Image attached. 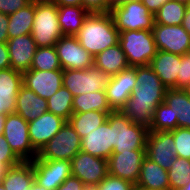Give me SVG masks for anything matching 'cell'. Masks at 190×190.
Listing matches in <instances>:
<instances>
[{
	"label": "cell",
	"instance_id": "obj_33",
	"mask_svg": "<svg viewBox=\"0 0 190 190\" xmlns=\"http://www.w3.org/2000/svg\"><path fill=\"white\" fill-rule=\"evenodd\" d=\"M30 70L53 71L63 70L55 47H37Z\"/></svg>",
	"mask_w": 190,
	"mask_h": 190
},
{
	"label": "cell",
	"instance_id": "obj_16",
	"mask_svg": "<svg viewBox=\"0 0 190 190\" xmlns=\"http://www.w3.org/2000/svg\"><path fill=\"white\" fill-rule=\"evenodd\" d=\"M22 74L23 85L45 100L63 86V70H27Z\"/></svg>",
	"mask_w": 190,
	"mask_h": 190
},
{
	"label": "cell",
	"instance_id": "obj_59",
	"mask_svg": "<svg viewBox=\"0 0 190 190\" xmlns=\"http://www.w3.org/2000/svg\"><path fill=\"white\" fill-rule=\"evenodd\" d=\"M86 190H96L95 188H87Z\"/></svg>",
	"mask_w": 190,
	"mask_h": 190
},
{
	"label": "cell",
	"instance_id": "obj_54",
	"mask_svg": "<svg viewBox=\"0 0 190 190\" xmlns=\"http://www.w3.org/2000/svg\"><path fill=\"white\" fill-rule=\"evenodd\" d=\"M172 190H190V181L188 183L184 184V186L182 188L172 189Z\"/></svg>",
	"mask_w": 190,
	"mask_h": 190
},
{
	"label": "cell",
	"instance_id": "obj_32",
	"mask_svg": "<svg viewBox=\"0 0 190 190\" xmlns=\"http://www.w3.org/2000/svg\"><path fill=\"white\" fill-rule=\"evenodd\" d=\"M74 96L62 86L52 97L47 100L48 112L62 117L66 121L73 114Z\"/></svg>",
	"mask_w": 190,
	"mask_h": 190
},
{
	"label": "cell",
	"instance_id": "obj_19",
	"mask_svg": "<svg viewBox=\"0 0 190 190\" xmlns=\"http://www.w3.org/2000/svg\"><path fill=\"white\" fill-rule=\"evenodd\" d=\"M7 47L10 57V68L22 73L30 70L37 49L36 42L31 34L8 39Z\"/></svg>",
	"mask_w": 190,
	"mask_h": 190
},
{
	"label": "cell",
	"instance_id": "obj_22",
	"mask_svg": "<svg viewBox=\"0 0 190 190\" xmlns=\"http://www.w3.org/2000/svg\"><path fill=\"white\" fill-rule=\"evenodd\" d=\"M46 112H48L47 100L22 85L17 94L15 113L30 122Z\"/></svg>",
	"mask_w": 190,
	"mask_h": 190
},
{
	"label": "cell",
	"instance_id": "obj_36",
	"mask_svg": "<svg viewBox=\"0 0 190 190\" xmlns=\"http://www.w3.org/2000/svg\"><path fill=\"white\" fill-rule=\"evenodd\" d=\"M23 85V74L12 68L0 70V91L19 93Z\"/></svg>",
	"mask_w": 190,
	"mask_h": 190
},
{
	"label": "cell",
	"instance_id": "obj_49",
	"mask_svg": "<svg viewBox=\"0 0 190 190\" xmlns=\"http://www.w3.org/2000/svg\"><path fill=\"white\" fill-rule=\"evenodd\" d=\"M182 25L184 29L190 34V5H188Z\"/></svg>",
	"mask_w": 190,
	"mask_h": 190
},
{
	"label": "cell",
	"instance_id": "obj_21",
	"mask_svg": "<svg viewBox=\"0 0 190 190\" xmlns=\"http://www.w3.org/2000/svg\"><path fill=\"white\" fill-rule=\"evenodd\" d=\"M81 151L108 159L113 151L112 127L108 121L81 139Z\"/></svg>",
	"mask_w": 190,
	"mask_h": 190
},
{
	"label": "cell",
	"instance_id": "obj_18",
	"mask_svg": "<svg viewBox=\"0 0 190 190\" xmlns=\"http://www.w3.org/2000/svg\"><path fill=\"white\" fill-rule=\"evenodd\" d=\"M66 123V120L51 112H46L28 122L29 139L33 148L39 152Z\"/></svg>",
	"mask_w": 190,
	"mask_h": 190
},
{
	"label": "cell",
	"instance_id": "obj_55",
	"mask_svg": "<svg viewBox=\"0 0 190 190\" xmlns=\"http://www.w3.org/2000/svg\"><path fill=\"white\" fill-rule=\"evenodd\" d=\"M131 190H148V189L143 188V187H141V186H139V185H137V184H134V185L132 186Z\"/></svg>",
	"mask_w": 190,
	"mask_h": 190
},
{
	"label": "cell",
	"instance_id": "obj_46",
	"mask_svg": "<svg viewBox=\"0 0 190 190\" xmlns=\"http://www.w3.org/2000/svg\"><path fill=\"white\" fill-rule=\"evenodd\" d=\"M10 68V57L7 43L0 42V70Z\"/></svg>",
	"mask_w": 190,
	"mask_h": 190
},
{
	"label": "cell",
	"instance_id": "obj_50",
	"mask_svg": "<svg viewBox=\"0 0 190 190\" xmlns=\"http://www.w3.org/2000/svg\"><path fill=\"white\" fill-rule=\"evenodd\" d=\"M8 167L0 163V183L2 182L3 178L5 177L6 170Z\"/></svg>",
	"mask_w": 190,
	"mask_h": 190
},
{
	"label": "cell",
	"instance_id": "obj_30",
	"mask_svg": "<svg viewBox=\"0 0 190 190\" xmlns=\"http://www.w3.org/2000/svg\"><path fill=\"white\" fill-rule=\"evenodd\" d=\"M87 111H101L106 113L113 111L108 103L105 91L74 96L73 113H84Z\"/></svg>",
	"mask_w": 190,
	"mask_h": 190
},
{
	"label": "cell",
	"instance_id": "obj_6",
	"mask_svg": "<svg viewBox=\"0 0 190 190\" xmlns=\"http://www.w3.org/2000/svg\"><path fill=\"white\" fill-rule=\"evenodd\" d=\"M117 30H148L152 31L154 15L147 10L141 0H120L111 8Z\"/></svg>",
	"mask_w": 190,
	"mask_h": 190
},
{
	"label": "cell",
	"instance_id": "obj_47",
	"mask_svg": "<svg viewBox=\"0 0 190 190\" xmlns=\"http://www.w3.org/2000/svg\"><path fill=\"white\" fill-rule=\"evenodd\" d=\"M147 7V10L153 15L160 9V7L169 0H141Z\"/></svg>",
	"mask_w": 190,
	"mask_h": 190
},
{
	"label": "cell",
	"instance_id": "obj_34",
	"mask_svg": "<svg viewBox=\"0 0 190 190\" xmlns=\"http://www.w3.org/2000/svg\"><path fill=\"white\" fill-rule=\"evenodd\" d=\"M168 172L170 189H179L190 181V159L176 156Z\"/></svg>",
	"mask_w": 190,
	"mask_h": 190
},
{
	"label": "cell",
	"instance_id": "obj_9",
	"mask_svg": "<svg viewBox=\"0 0 190 190\" xmlns=\"http://www.w3.org/2000/svg\"><path fill=\"white\" fill-rule=\"evenodd\" d=\"M3 135L10 148L22 161H32L37 157L38 152L29 139L28 122L19 114L6 115Z\"/></svg>",
	"mask_w": 190,
	"mask_h": 190
},
{
	"label": "cell",
	"instance_id": "obj_44",
	"mask_svg": "<svg viewBox=\"0 0 190 190\" xmlns=\"http://www.w3.org/2000/svg\"><path fill=\"white\" fill-rule=\"evenodd\" d=\"M87 187L76 176L71 175L56 190H86Z\"/></svg>",
	"mask_w": 190,
	"mask_h": 190
},
{
	"label": "cell",
	"instance_id": "obj_45",
	"mask_svg": "<svg viewBox=\"0 0 190 190\" xmlns=\"http://www.w3.org/2000/svg\"><path fill=\"white\" fill-rule=\"evenodd\" d=\"M8 15L0 12V42L7 43L8 41Z\"/></svg>",
	"mask_w": 190,
	"mask_h": 190
},
{
	"label": "cell",
	"instance_id": "obj_2",
	"mask_svg": "<svg viewBox=\"0 0 190 190\" xmlns=\"http://www.w3.org/2000/svg\"><path fill=\"white\" fill-rule=\"evenodd\" d=\"M75 36L93 58L119 43V31L111 13H89Z\"/></svg>",
	"mask_w": 190,
	"mask_h": 190
},
{
	"label": "cell",
	"instance_id": "obj_24",
	"mask_svg": "<svg viewBox=\"0 0 190 190\" xmlns=\"http://www.w3.org/2000/svg\"><path fill=\"white\" fill-rule=\"evenodd\" d=\"M93 65L112 75L118 74L130 67L120 43L97 54L94 57Z\"/></svg>",
	"mask_w": 190,
	"mask_h": 190
},
{
	"label": "cell",
	"instance_id": "obj_25",
	"mask_svg": "<svg viewBox=\"0 0 190 190\" xmlns=\"http://www.w3.org/2000/svg\"><path fill=\"white\" fill-rule=\"evenodd\" d=\"M34 182L33 164L22 161L20 164L6 170L2 184L6 190H30Z\"/></svg>",
	"mask_w": 190,
	"mask_h": 190
},
{
	"label": "cell",
	"instance_id": "obj_58",
	"mask_svg": "<svg viewBox=\"0 0 190 190\" xmlns=\"http://www.w3.org/2000/svg\"><path fill=\"white\" fill-rule=\"evenodd\" d=\"M113 1V3H117V2H119L120 0H112Z\"/></svg>",
	"mask_w": 190,
	"mask_h": 190
},
{
	"label": "cell",
	"instance_id": "obj_57",
	"mask_svg": "<svg viewBox=\"0 0 190 190\" xmlns=\"http://www.w3.org/2000/svg\"><path fill=\"white\" fill-rule=\"evenodd\" d=\"M0 190H6L2 183H0Z\"/></svg>",
	"mask_w": 190,
	"mask_h": 190
},
{
	"label": "cell",
	"instance_id": "obj_48",
	"mask_svg": "<svg viewBox=\"0 0 190 190\" xmlns=\"http://www.w3.org/2000/svg\"><path fill=\"white\" fill-rule=\"evenodd\" d=\"M57 6H82V0H49Z\"/></svg>",
	"mask_w": 190,
	"mask_h": 190
},
{
	"label": "cell",
	"instance_id": "obj_39",
	"mask_svg": "<svg viewBox=\"0 0 190 190\" xmlns=\"http://www.w3.org/2000/svg\"><path fill=\"white\" fill-rule=\"evenodd\" d=\"M22 160L10 148L4 135H0V163L6 165L8 168L20 164Z\"/></svg>",
	"mask_w": 190,
	"mask_h": 190
},
{
	"label": "cell",
	"instance_id": "obj_29",
	"mask_svg": "<svg viewBox=\"0 0 190 190\" xmlns=\"http://www.w3.org/2000/svg\"><path fill=\"white\" fill-rule=\"evenodd\" d=\"M109 113L101 111H87L84 113H73L68 122L82 139L86 134L92 132L107 121Z\"/></svg>",
	"mask_w": 190,
	"mask_h": 190
},
{
	"label": "cell",
	"instance_id": "obj_41",
	"mask_svg": "<svg viewBox=\"0 0 190 190\" xmlns=\"http://www.w3.org/2000/svg\"><path fill=\"white\" fill-rule=\"evenodd\" d=\"M17 94L0 91V114L7 115L15 113Z\"/></svg>",
	"mask_w": 190,
	"mask_h": 190
},
{
	"label": "cell",
	"instance_id": "obj_26",
	"mask_svg": "<svg viewBox=\"0 0 190 190\" xmlns=\"http://www.w3.org/2000/svg\"><path fill=\"white\" fill-rule=\"evenodd\" d=\"M88 14L82 6H58V21L63 35L75 36Z\"/></svg>",
	"mask_w": 190,
	"mask_h": 190
},
{
	"label": "cell",
	"instance_id": "obj_43",
	"mask_svg": "<svg viewBox=\"0 0 190 190\" xmlns=\"http://www.w3.org/2000/svg\"><path fill=\"white\" fill-rule=\"evenodd\" d=\"M33 0H0V12L4 14H11L17 12L19 9L26 7Z\"/></svg>",
	"mask_w": 190,
	"mask_h": 190
},
{
	"label": "cell",
	"instance_id": "obj_5",
	"mask_svg": "<svg viewBox=\"0 0 190 190\" xmlns=\"http://www.w3.org/2000/svg\"><path fill=\"white\" fill-rule=\"evenodd\" d=\"M119 43L132 67L150 65L158 51L153 33L148 30L120 31Z\"/></svg>",
	"mask_w": 190,
	"mask_h": 190
},
{
	"label": "cell",
	"instance_id": "obj_14",
	"mask_svg": "<svg viewBox=\"0 0 190 190\" xmlns=\"http://www.w3.org/2000/svg\"><path fill=\"white\" fill-rule=\"evenodd\" d=\"M145 156L146 150L112 153L107 159L109 174L137 184Z\"/></svg>",
	"mask_w": 190,
	"mask_h": 190
},
{
	"label": "cell",
	"instance_id": "obj_52",
	"mask_svg": "<svg viewBox=\"0 0 190 190\" xmlns=\"http://www.w3.org/2000/svg\"><path fill=\"white\" fill-rule=\"evenodd\" d=\"M30 190H47L45 187L40 186L35 181L32 183Z\"/></svg>",
	"mask_w": 190,
	"mask_h": 190
},
{
	"label": "cell",
	"instance_id": "obj_7",
	"mask_svg": "<svg viewBox=\"0 0 190 190\" xmlns=\"http://www.w3.org/2000/svg\"><path fill=\"white\" fill-rule=\"evenodd\" d=\"M112 78V74L106 73L94 65L83 70H63V86L73 96L105 91Z\"/></svg>",
	"mask_w": 190,
	"mask_h": 190
},
{
	"label": "cell",
	"instance_id": "obj_38",
	"mask_svg": "<svg viewBox=\"0 0 190 190\" xmlns=\"http://www.w3.org/2000/svg\"><path fill=\"white\" fill-rule=\"evenodd\" d=\"M134 184L128 180L108 174L96 187V190H131Z\"/></svg>",
	"mask_w": 190,
	"mask_h": 190
},
{
	"label": "cell",
	"instance_id": "obj_51",
	"mask_svg": "<svg viewBox=\"0 0 190 190\" xmlns=\"http://www.w3.org/2000/svg\"><path fill=\"white\" fill-rule=\"evenodd\" d=\"M6 115L0 114V135L3 134Z\"/></svg>",
	"mask_w": 190,
	"mask_h": 190
},
{
	"label": "cell",
	"instance_id": "obj_42",
	"mask_svg": "<svg viewBox=\"0 0 190 190\" xmlns=\"http://www.w3.org/2000/svg\"><path fill=\"white\" fill-rule=\"evenodd\" d=\"M190 81V55L181 56V65L178 73V89L184 88Z\"/></svg>",
	"mask_w": 190,
	"mask_h": 190
},
{
	"label": "cell",
	"instance_id": "obj_28",
	"mask_svg": "<svg viewBox=\"0 0 190 190\" xmlns=\"http://www.w3.org/2000/svg\"><path fill=\"white\" fill-rule=\"evenodd\" d=\"M164 102L172 108L178 127L190 129V99L182 89H167Z\"/></svg>",
	"mask_w": 190,
	"mask_h": 190
},
{
	"label": "cell",
	"instance_id": "obj_12",
	"mask_svg": "<svg viewBox=\"0 0 190 190\" xmlns=\"http://www.w3.org/2000/svg\"><path fill=\"white\" fill-rule=\"evenodd\" d=\"M63 70H83L93 66L94 58L76 36L63 35L54 45Z\"/></svg>",
	"mask_w": 190,
	"mask_h": 190
},
{
	"label": "cell",
	"instance_id": "obj_15",
	"mask_svg": "<svg viewBox=\"0 0 190 190\" xmlns=\"http://www.w3.org/2000/svg\"><path fill=\"white\" fill-rule=\"evenodd\" d=\"M173 134L170 131H149L146 156L168 171L176 158Z\"/></svg>",
	"mask_w": 190,
	"mask_h": 190
},
{
	"label": "cell",
	"instance_id": "obj_8",
	"mask_svg": "<svg viewBox=\"0 0 190 190\" xmlns=\"http://www.w3.org/2000/svg\"><path fill=\"white\" fill-rule=\"evenodd\" d=\"M81 151V138L68 121L38 152V159L71 160Z\"/></svg>",
	"mask_w": 190,
	"mask_h": 190
},
{
	"label": "cell",
	"instance_id": "obj_10",
	"mask_svg": "<svg viewBox=\"0 0 190 190\" xmlns=\"http://www.w3.org/2000/svg\"><path fill=\"white\" fill-rule=\"evenodd\" d=\"M72 175L87 188H95L109 174L108 161L80 151L71 160Z\"/></svg>",
	"mask_w": 190,
	"mask_h": 190
},
{
	"label": "cell",
	"instance_id": "obj_20",
	"mask_svg": "<svg viewBox=\"0 0 190 190\" xmlns=\"http://www.w3.org/2000/svg\"><path fill=\"white\" fill-rule=\"evenodd\" d=\"M181 56L158 50L150 66L167 89H178Z\"/></svg>",
	"mask_w": 190,
	"mask_h": 190
},
{
	"label": "cell",
	"instance_id": "obj_1",
	"mask_svg": "<svg viewBox=\"0 0 190 190\" xmlns=\"http://www.w3.org/2000/svg\"><path fill=\"white\" fill-rule=\"evenodd\" d=\"M136 84L121 111L135 124L150 129L156 107L164 102L167 88L150 65L135 66Z\"/></svg>",
	"mask_w": 190,
	"mask_h": 190
},
{
	"label": "cell",
	"instance_id": "obj_4",
	"mask_svg": "<svg viewBox=\"0 0 190 190\" xmlns=\"http://www.w3.org/2000/svg\"><path fill=\"white\" fill-rule=\"evenodd\" d=\"M31 36L37 47H52L63 36L58 21V6L49 0H35Z\"/></svg>",
	"mask_w": 190,
	"mask_h": 190
},
{
	"label": "cell",
	"instance_id": "obj_56",
	"mask_svg": "<svg viewBox=\"0 0 190 190\" xmlns=\"http://www.w3.org/2000/svg\"><path fill=\"white\" fill-rule=\"evenodd\" d=\"M172 1H177V2H181L187 5H190V0H172Z\"/></svg>",
	"mask_w": 190,
	"mask_h": 190
},
{
	"label": "cell",
	"instance_id": "obj_3",
	"mask_svg": "<svg viewBox=\"0 0 190 190\" xmlns=\"http://www.w3.org/2000/svg\"><path fill=\"white\" fill-rule=\"evenodd\" d=\"M107 121L112 127V153L146 150L149 129L133 123L121 110L111 111Z\"/></svg>",
	"mask_w": 190,
	"mask_h": 190
},
{
	"label": "cell",
	"instance_id": "obj_40",
	"mask_svg": "<svg viewBox=\"0 0 190 190\" xmlns=\"http://www.w3.org/2000/svg\"><path fill=\"white\" fill-rule=\"evenodd\" d=\"M112 0H82V7L89 13H110Z\"/></svg>",
	"mask_w": 190,
	"mask_h": 190
},
{
	"label": "cell",
	"instance_id": "obj_53",
	"mask_svg": "<svg viewBox=\"0 0 190 190\" xmlns=\"http://www.w3.org/2000/svg\"><path fill=\"white\" fill-rule=\"evenodd\" d=\"M182 90L188 95L190 99V81L184 88H182Z\"/></svg>",
	"mask_w": 190,
	"mask_h": 190
},
{
	"label": "cell",
	"instance_id": "obj_31",
	"mask_svg": "<svg viewBox=\"0 0 190 190\" xmlns=\"http://www.w3.org/2000/svg\"><path fill=\"white\" fill-rule=\"evenodd\" d=\"M187 4L169 0L154 14V23L162 25H182Z\"/></svg>",
	"mask_w": 190,
	"mask_h": 190
},
{
	"label": "cell",
	"instance_id": "obj_11",
	"mask_svg": "<svg viewBox=\"0 0 190 190\" xmlns=\"http://www.w3.org/2000/svg\"><path fill=\"white\" fill-rule=\"evenodd\" d=\"M33 164L34 181L47 190H56L72 175L70 160L38 159Z\"/></svg>",
	"mask_w": 190,
	"mask_h": 190
},
{
	"label": "cell",
	"instance_id": "obj_13",
	"mask_svg": "<svg viewBox=\"0 0 190 190\" xmlns=\"http://www.w3.org/2000/svg\"><path fill=\"white\" fill-rule=\"evenodd\" d=\"M157 50L184 55L190 50V34L183 25H162L154 23L152 28Z\"/></svg>",
	"mask_w": 190,
	"mask_h": 190
},
{
	"label": "cell",
	"instance_id": "obj_23",
	"mask_svg": "<svg viewBox=\"0 0 190 190\" xmlns=\"http://www.w3.org/2000/svg\"><path fill=\"white\" fill-rule=\"evenodd\" d=\"M137 185L148 190H171L168 172L147 156L143 159Z\"/></svg>",
	"mask_w": 190,
	"mask_h": 190
},
{
	"label": "cell",
	"instance_id": "obj_27",
	"mask_svg": "<svg viewBox=\"0 0 190 190\" xmlns=\"http://www.w3.org/2000/svg\"><path fill=\"white\" fill-rule=\"evenodd\" d=\"M35 14V0L8 15V38L31 34Z\"/></svg>",
	"mask_w": 190,
	"mask_h": 190
},
{
	"label": "cell",
	"instance_id": "obj_17",
	"mask_svg": "<svg viewBox=\"0 0 190 190\" xmlns=\"http://www.w3.org/2000/svg\"><path fill=\"white\" fill-rule=\"evenodd\" d=\"M135 66L128 67L113 75L111 83L105 88L108 103L113 111L121 110L135 89Z\"/></svg>",
	"mask_w": 190,
	"mask_h": 190
},
{
	"label": "cell",
	"instance_id": "obj_37",
	"mask_svg": "<svg viewBox=\"0 0 190 190\" xmlns=\"http://www.w3.org/2000/svg\"><path fill=\"white\" fill-rule=\"evenodd\" d=\"M170 132L175 141L176 156L190 159V129L177 127Z\"/></svg>",
	"mask_w": 190,
	"mask_h": 190
},
{
	"label": "cell",
	"instance_id": "obj_35",
	"mask_svg": "<svg viewBox=\"0 0 190 190\" xmlns=\"http://www.w3.org/2000/svg\"><path fill=\"white\" fill-rule=\"evenodd\" d=\"M177 127V117H174L172 108L167 106L165 102L160 103L154 111L149 131H172Z\"/></svg>",
	"mask_w": 190,
	"mask_h": 190
}]
</instances>
